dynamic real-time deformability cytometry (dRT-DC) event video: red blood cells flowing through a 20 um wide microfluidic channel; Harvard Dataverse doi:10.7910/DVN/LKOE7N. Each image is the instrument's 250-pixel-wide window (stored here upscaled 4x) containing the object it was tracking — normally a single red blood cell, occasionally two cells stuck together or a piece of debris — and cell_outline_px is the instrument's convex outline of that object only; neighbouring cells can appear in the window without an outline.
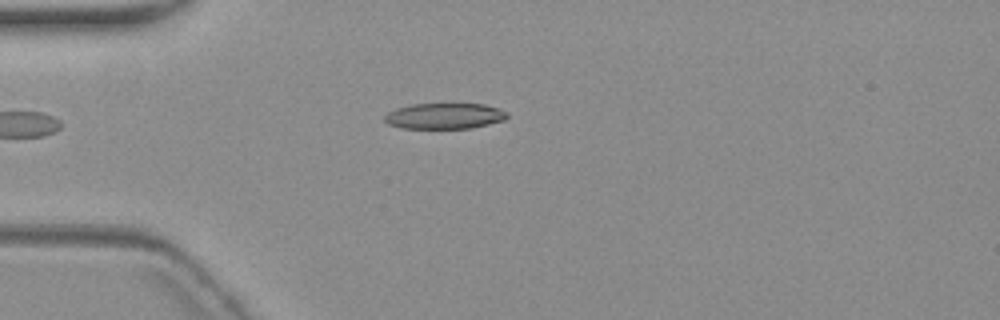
{"species": "common noctule bat (a hibernating species)", "species_latin": "Nyctalus noctula", "temperature_condition": "warm", "stored_images_in_passage": 2, "camera_frame_rate_fps": 3000, "um_per_image_px": 0.085, "animal": {"sex": "female", "body_mass_g": 19.3, "forearm_length_mm": 54.1}, "frame": {"image": 1, "passage_image": 2, "time_ms": 1.0, "image_size_px": [1000, 320], "cell_outline_px": [[508, 116], [504, 120], [472, 128], [400, 128], [388, 124], [384, 120], [384, 116], [388, 112], [396, 108], [412, 104], [484, 104], [508, 112]], "centroid_in_image_um": [37.76, 9.86], "position_along_channel_um": 47.2, "area_um2": 18.38}}